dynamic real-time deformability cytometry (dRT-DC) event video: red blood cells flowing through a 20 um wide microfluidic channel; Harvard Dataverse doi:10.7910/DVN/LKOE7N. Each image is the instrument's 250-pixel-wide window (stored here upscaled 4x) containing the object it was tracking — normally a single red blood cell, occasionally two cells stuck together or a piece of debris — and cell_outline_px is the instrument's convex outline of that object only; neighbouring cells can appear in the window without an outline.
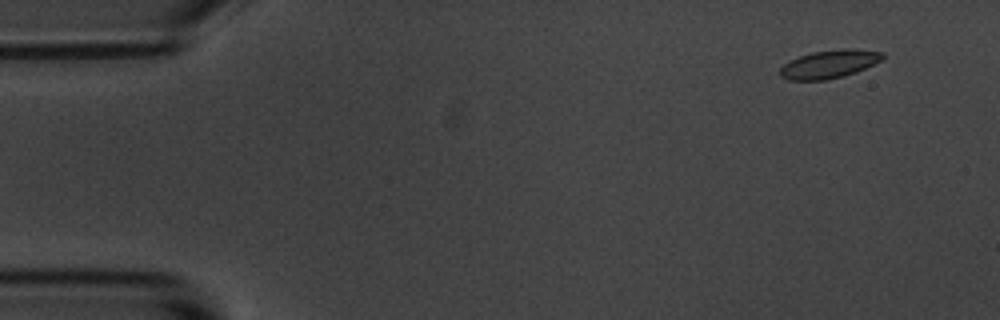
{"species": "common noctule bat (a hibernating species)", "species_latin": "Nyctalus noctula", "temperature_condition": "room temperature", "stored_images_in_passage": 6, "segment_of_instrument_passage": [1, 2], "camera_frame_rate_fps": 3000, "um_per_image_px": 0.085, "animal": {"sex": "male", "body_mass_g": 20.1, "forearm_length_mm": 53.5}, "frame": {"image": 1, "passage_image": 2, "time_ms": 1.0, "image_size_px": [1000, 320], "cell_outline_px": [[884, 56], [880, 60], [856, 72], [824, 80], [788, 80], [780, 76], [780, 68], [784, 64], [800, 56], [812, 52], [844, 48], [884, 52]], "centroid_in_image_um": [70.45, 5.45], "position_along_channel_um": 14.5, "area_um2": 16.47}}